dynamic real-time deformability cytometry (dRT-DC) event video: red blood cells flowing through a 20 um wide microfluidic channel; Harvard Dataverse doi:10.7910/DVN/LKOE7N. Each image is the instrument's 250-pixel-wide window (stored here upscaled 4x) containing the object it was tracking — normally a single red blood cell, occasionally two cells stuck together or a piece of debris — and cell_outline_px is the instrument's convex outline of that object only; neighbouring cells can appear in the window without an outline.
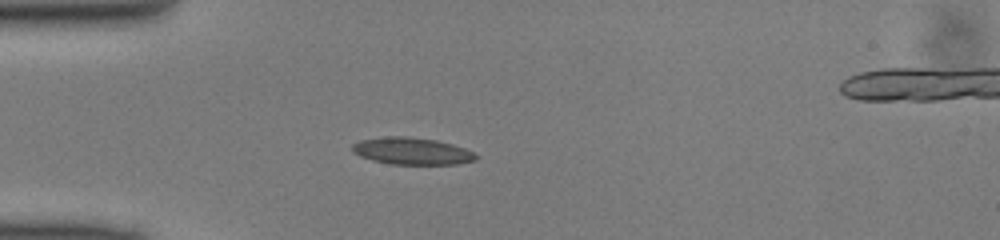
{"species": "common noctule bat (a hibernating species)", "species_latin": "Nyctalus noctula", "temperature_condition": "cold", "stored_images_in_passage": 5, "camera_frame_rate_fps": 3000, "um_per_image_px": 0.085, "animal": {"sex": "male", "body_mass_g": 13.0, "forearm_length_mm": 53.1}, "frame": {"image": 1, "passage_image": 1, "time_ms": 0.0, "image_size_px": [1000, 240], "cell_outline_px": [[480, 156], [476, 160], [456, 164], [392, 164], [372, 160], [360, 156], [352, 152], [352, 144], [360, 140], [384, 136], [408, 136], [436, 140], [452, 144], [464, 148]], "centroid_in_image_um": [35.0, 12.83], "position_along_channel_um": 50.0, "area_um2": 19.54}}
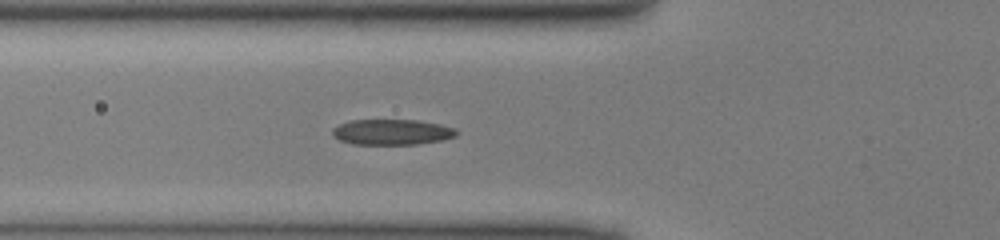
{"frame": {"image": 2, "passage_image": 5, "time_ms": 1.333, "image_size_px": [1000, 240], "cell_outline_px": [[460, 132], [456, 136], [444, 140], [416, 144], [352, 144], [340, 140], [332, 136], [332, 128], [348, 120], [416, 120], [440, 124], [456, 128]], "centroid_in_image_um": [33.33, 11.22], "position_along_channel_um": 92.5, "area_um2": 18.67}}